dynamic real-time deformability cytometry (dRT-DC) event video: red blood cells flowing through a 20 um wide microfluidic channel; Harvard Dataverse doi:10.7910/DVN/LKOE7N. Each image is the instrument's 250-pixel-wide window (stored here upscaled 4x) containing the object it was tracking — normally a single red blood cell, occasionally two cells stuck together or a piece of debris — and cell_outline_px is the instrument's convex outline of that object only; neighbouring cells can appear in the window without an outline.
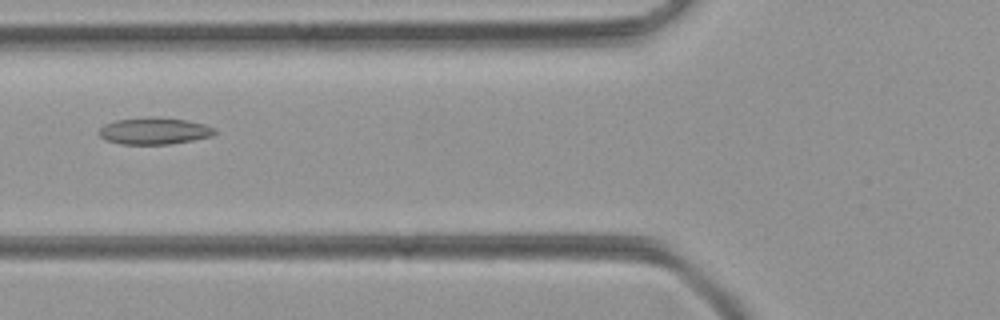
{"species": "common noctule bat (a hibernating species)", "species_latin": "Nyctalus noctula", "temperature_condition": "room temperature", "stored_images_in_passage": 32, "camera_frame_rate_fps": 3000, "um_per_image_px": 0.085, "animal": {"sex": "female", "body_mass_g": 21.9}, "frame": {"image": 1, "passage_image": 7, "time_ms": 2.0, "image_size_px": [1000, 320], "cell_outline_px": [[216, 132], [212, 136], [192, 140], [168, 144], [120, 144], [104, 140], [96, 132], [104, 124], [116, 120], [148, 116], [152, 116], [188, 120], [204, 124], [216, 128]], "centroid_in_image_um": [13.08, 11.12], "position_along_channel_um": 112.7, "area_um2": 18.32}}
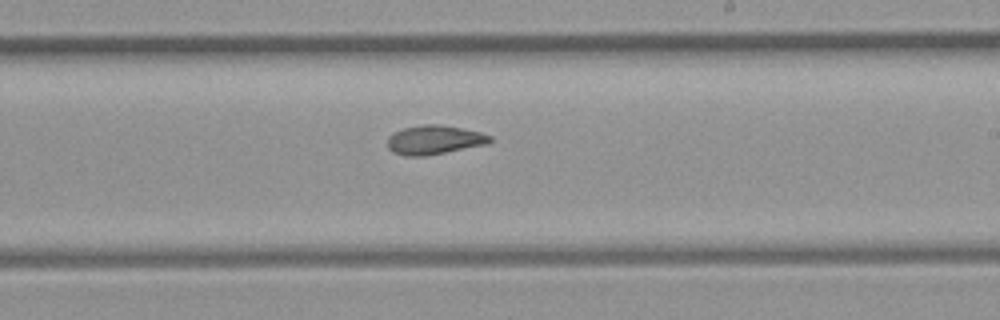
{"frame": {"image": 2, "passage_image": 17, "time_ms": 5.333, "image_size_px": [1000, 320], "cell_outline_px": [[492, 140], [484, 144], [424, 156], [408, 156], [392, 152], [388, 148], [388, 136], [392, 132], [404, 128], [420, 124], [440, 124], [480, 132], [492, 136]], "centroid_in_image_um": [36.85, 11.87], "position_along_channel_um": 252.1, "area_um2": 17.17}}
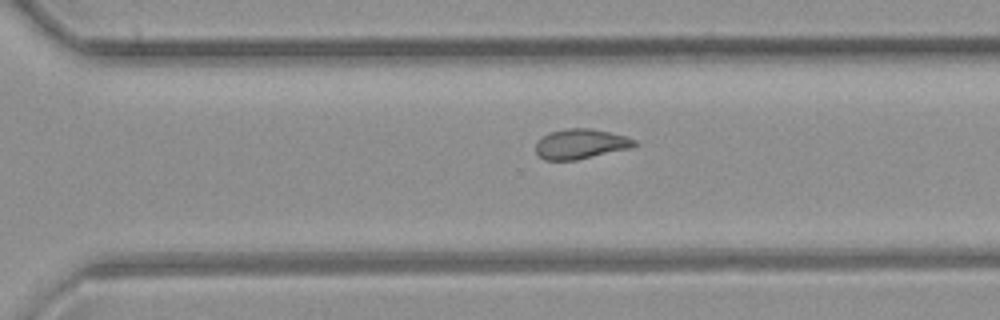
{"frame": {"image": 3, "passage_image": 22, "time_ms": 7.0, "image_size_px": [1000, 320], "cell_outline_px": [[640, 144], [632, 148], [576, 160], [544, 160], [536, 152], [536, 140], [552, 132], [568, 128], [592, 128], [624, 136], [636, 140]], "centroid_in_image_um": [49.39, 12.24], "position_along_channel_um": 321.2, "area_um2": 17.22}}